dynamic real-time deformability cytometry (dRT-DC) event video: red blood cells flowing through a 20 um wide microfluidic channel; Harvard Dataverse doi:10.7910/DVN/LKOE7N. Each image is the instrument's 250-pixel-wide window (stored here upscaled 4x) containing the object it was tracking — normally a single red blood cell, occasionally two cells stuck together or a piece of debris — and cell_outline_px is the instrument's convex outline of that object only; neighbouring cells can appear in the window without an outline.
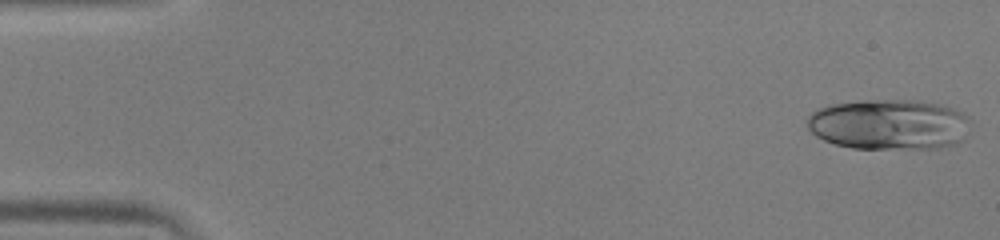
{"species": "human", "species_latin": "Homo sapiens", "temperature_condition": "warm", "stored_images_in_passage": 50, "camera_frame_rate_fps": 3000, "um_per_image_px": 0.085, "donor": {"sex": "male"}, "frame": {"image": 1, "passage_image": 1, "time_ms": 0.0, "image_size_px": [1000, 240], "cell_outline_px": [[972, 124], [964, 140], [952, 144], [936, 148], [852, 148], [836, 144], [824, 140], [816, 136], [808, 128], [808, 116], [816, 108], [832, 104], [860, 100], [916, 100], [940, 104], [964, 112], [972, 120]], "centroid_in_image_um": [75.61, 10.56], "position_along_channel_um": 9.4, "area_um2": 48.49}}
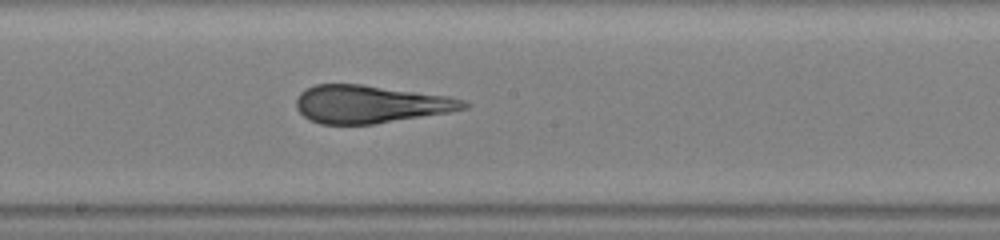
{"frame": {"image": 2, "passage_image": 27, "time_ms": 8.667, "image_size_px": [1000, 240], "cell_outline_px": [[468, 108], [448, 112], [372, 124], [320, 124], [304, 116], [296, 108], [296, 96], [304, 88], [316, 84], [360, 84], [448, 96], [464, 100], [468, 104]], "centroid_in_image_um": [31.42, 8.84], "position_along_channel_um": 216.8, "area_um2": 36.65}}
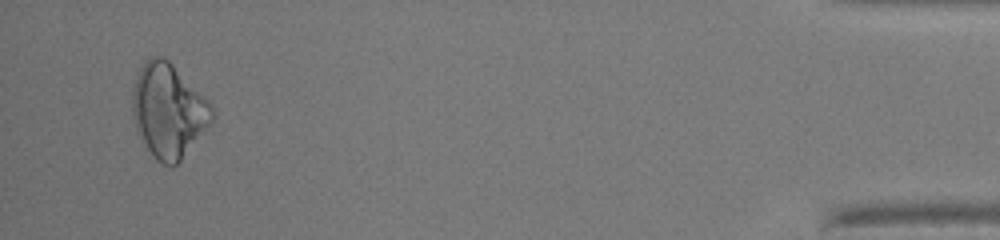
{"frame": {"image": 3, "passage_image": 48, "time_ms": 15.667, "image_size_px": [1000, 240], "cell_outline_px": [[216, 116], [180, 160], [172, 168], [156, 160], [152, 156], [144, 144], [136, 128], [132, 116], [132, 88], [136, 76], [144, 60], [148, 56], [160, 56], [168, 60], [208, 100]], "centroid_in_image_um": [14.28, 9.39], "position_along_channel_um": 420.9, "area_um2": 43.41}, "authors_computed_cell_mechanics": {"area_um2": 39.0728, "velocity_mm_per_s": 4.0452, "shape_relaxation_time_tau1_ms": 10.8778, "shape_relaxation_time_tau2_ms": 1.0833, "deformation_change_tau1": 0.3318, "deformation_change_tau2": 0.0798}}